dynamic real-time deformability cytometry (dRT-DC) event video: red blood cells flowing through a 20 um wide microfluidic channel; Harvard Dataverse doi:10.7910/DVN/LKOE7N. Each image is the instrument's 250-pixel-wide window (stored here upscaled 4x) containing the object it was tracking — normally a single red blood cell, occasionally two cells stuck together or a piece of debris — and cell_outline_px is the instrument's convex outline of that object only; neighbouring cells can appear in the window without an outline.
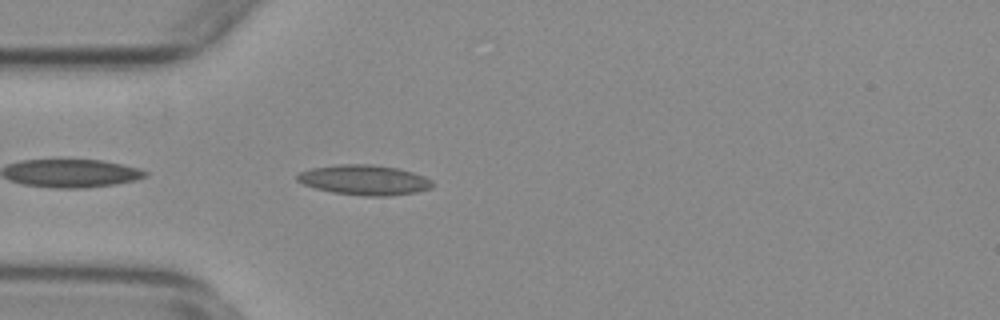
{"species": "common noctule bat (a hibernating species)", "species_latin": "Nyctalus noctula", "temperature_condition": "warm", "stored_images_in_passage": 34, "camera_frame_rate_fps": 3000, "um_per_image_px": 0.085, "animal": {"sex": "female", "body_mass_g": 29.2, "forearm_length_mm": 56.3}, "frame": {"image": 1, "passage_image": 2, "time_ms": 0.333, "image_size_px": [1000, 320], "cell_outline_px": [[432, 188], [416, 192], [388, 196], [364, 196], [332, 192], [316, 188], [304, 184], [296, 180], [296, 176], [300, 172], [312, 168], [336, 164], [372, 164], [400, 168], [424, 176], [432, 180]], "centroid_in_image_um": [30.98, 15.29], "position_along_channel_um": 54.0, "area_um2": 23.76}}
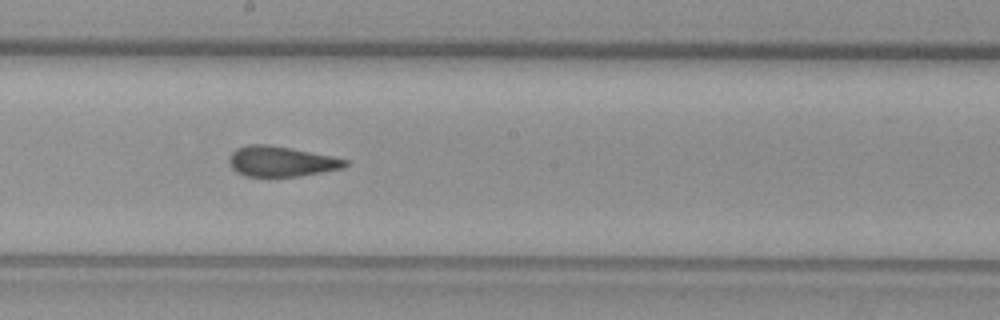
{"frame": {"image": 2, "passage_image": 16, "time_ms": 5.0, "image_size_px": [1000, 320], "cell_outline_px": [[348, 164], [344, 168], [300, 176], [244, 176], [236, 172], [228, 164], [228, 156], [236, 148], [248, 144], [268, 144], [332, 156], [348, 160]], "centroid_in_image_um": [23.86, 13.72], "position_along_channel_um": 224.3, "area_um2": 20.58}}
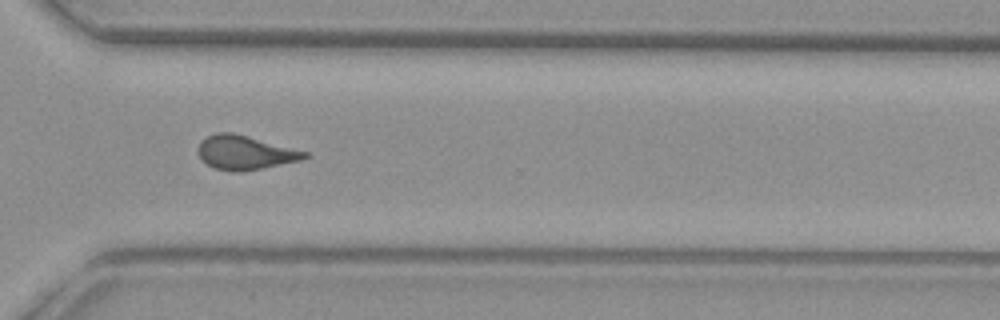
{"frame": {"image": 3, "passage_image": 26, "time_ms": 8.333, "image_size_px": [1000, 320], "cell_outline_px": [[308, 156], [300, 160], [244, 172], [236, 172], [216, 168], [200, 160], [200, 140], [216, 132], [232, 132], [248, 136], [308, 152]], "centroid_in_image_um": [20.82, 12.97], "position_along_channel_um": 349.8, "area_um2": 20.87}, "authors_computed_cell_mechanics": {"area_um2": 20.9236, "velocity_mm_per_s": 3.7754, "shape_relaxation_time_tau1_ms": null, "shape_relaxation_time_tau2_ms": 1.8642, "deformation_change_tau1": null, "deformation_change_tau2": 0.1108}}